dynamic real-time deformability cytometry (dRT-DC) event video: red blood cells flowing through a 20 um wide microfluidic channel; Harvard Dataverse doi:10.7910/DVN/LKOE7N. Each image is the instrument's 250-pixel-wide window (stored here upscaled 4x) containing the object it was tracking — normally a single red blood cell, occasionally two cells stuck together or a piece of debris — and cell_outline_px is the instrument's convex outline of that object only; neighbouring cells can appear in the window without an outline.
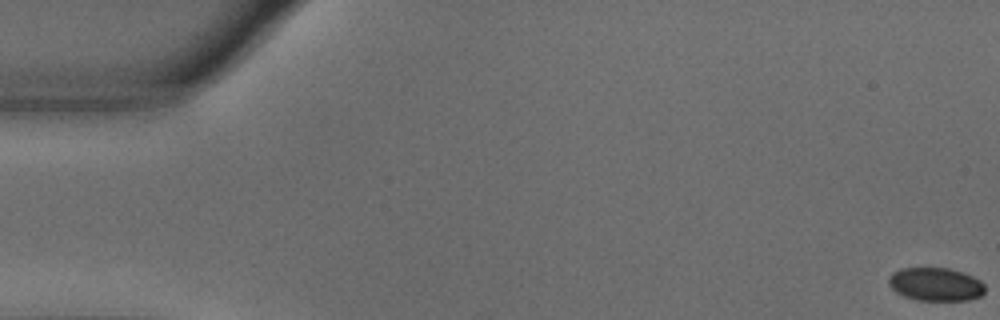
{"species": "common noctule bat (a hibernating species)", "species_latin": "Nyctalus noctula", "temperature_condition": "warm", "stored_images_in_passage": 56, "camera_frame_rate_fps": 3000, "um_per_image_px": 0.085, "animal": {"sex": "male", "body_mass_g": 18.8}, "frame": {"image": 1, "passage_image": 1, "time_ms": 0.0, "image_size_px": [1000, 320], "cell_outline_px": [[984, 292], [980, 296], [968, 300], [916, 300], [904, 296], [896, 292], [888, 284], [888, 280], [892, 272], [900, 268], [948, 268], [964, 272], [980, 280], [984, 284]], "centroid_in_image_um": [79.52, 24.16], "position_along_channel_um": 5.5, "area_um2": 18.73}}
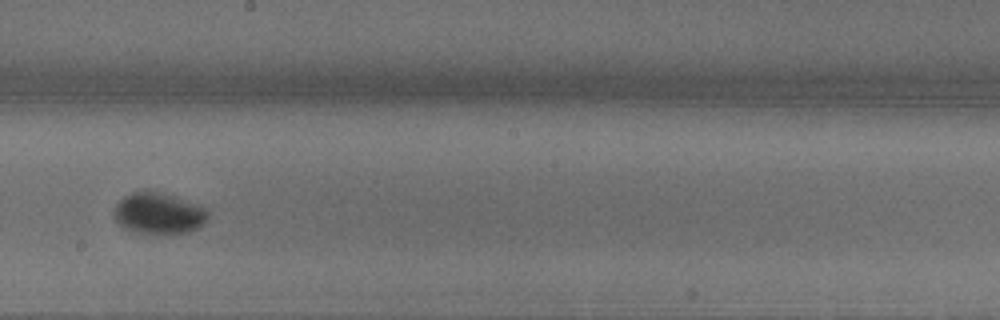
{"frame": {"image": 2, "passage_image": 32, "time_ms": 10.333, "image_size_px": [1000, 320], "cell_outline_px": [[208, 216], [204, 224], [188, 232], [160, 236], [132, 232], [124, 228], [116, 220], [116, 204], [124, 196], [132, 192], [160, 192], [208, 208]], "centroid_in_image_um": [13.51, 18.19], "position_along_channel_um": 234.7, "area_um2": 22.66}}
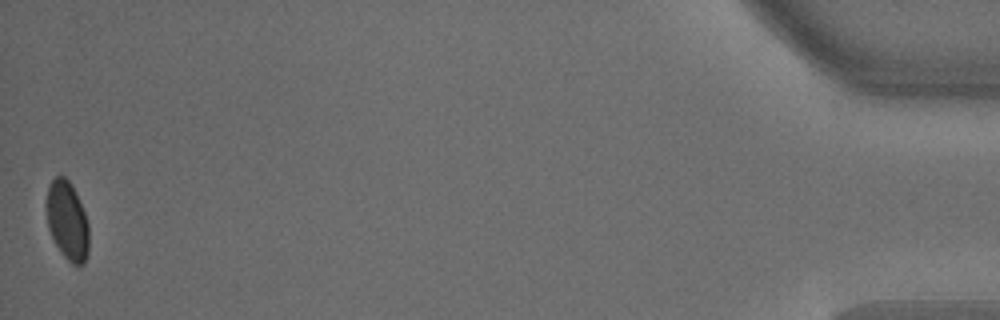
{"frame": {"image": 3, "passage_image": 56, "time_ms": 18.333, "image_size_px": [1000, 320], "cell_outline_px": [[88, 252], [84, 264], [76, 268], [60, 252], [48, 228], [48, 188], [52, 180], [56, 176], [64, 176], [72, 184], [76, 192], [84, 212], [88, 224]], "centroid_in_image_um": [5.75, 18.8], "position_along_channel_um": 429.4, "area_um2": 19.25}, "authors_computed_cell_mechanics": {"area_um2": 20.519, "velocity_mm_per_s": 3.6291, "shape_relaxation_time_tau1_ms": 3.3684, "shape_relaxation_time_tau2_ms": null, "deformation_change_tau1": 0.0779, "deformation_change_tau2": null}}